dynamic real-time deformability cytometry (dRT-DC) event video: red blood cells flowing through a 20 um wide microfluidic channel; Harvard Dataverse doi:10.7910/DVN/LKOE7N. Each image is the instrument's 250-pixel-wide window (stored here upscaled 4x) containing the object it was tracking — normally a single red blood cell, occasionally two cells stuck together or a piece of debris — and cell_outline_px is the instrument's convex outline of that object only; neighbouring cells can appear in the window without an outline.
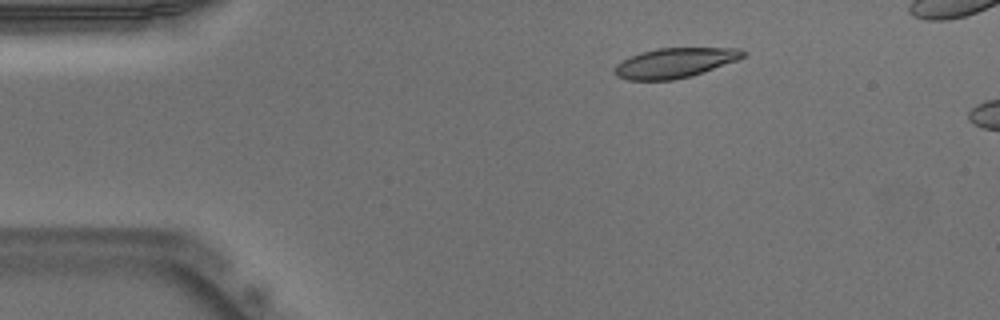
{"species": "Egyptian fruit bat (a non-hibernating species)", "species_latin": "Rousettus aegyptiacus", "temperature_condition": "warm", "stored_images_in_passage": 49, "camera_frame_rate_fps": 3000, "um_per_image_px": 0.085, "animal": {"sex": "male"}, "frame": {"image": 1, "passage_image": 9, "time_ms": 2.667, "image_size_px": [1000, 320], "cell_outline_px": [[748, 52], [744, 56], [736, 60], [692, 76], [672, 80], [628, 80], [616, 76], [612, 72], [616, 64], [640, 52], [656, 48], [740, 48]], "centroid_in_image_um": [57.34, 5.34], "position_along_channel_um": 27.7, "area_um2": 22.31}}
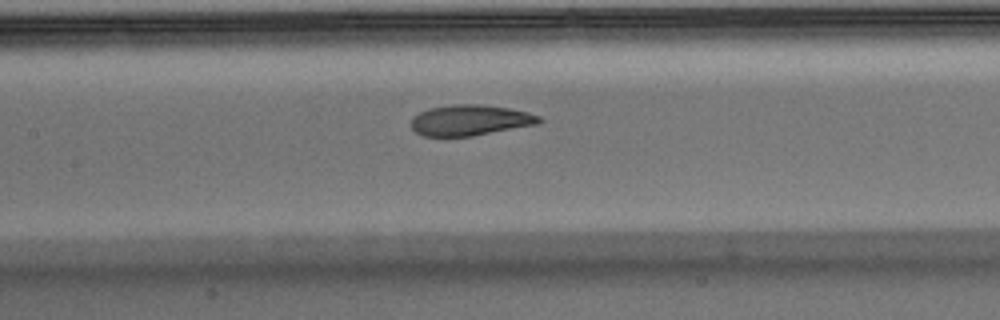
{"frame": {"image": 2, "passage_image": 24, "time_ms": 7.667, "image_size_px": [1000, 320], "cell_outline_px": [[544, 120], [536, 124], [472, 136], [424, 136], [416, 132], [412, 128], [412, 116], [428, 108], [452, 104], [480, 104], [508, 108], [528, 112], [540, 116]], "centroid_in_image_um": [39.95, 10.21], "position_along_channel_um": 167.5, "area_um2": 22.83}}
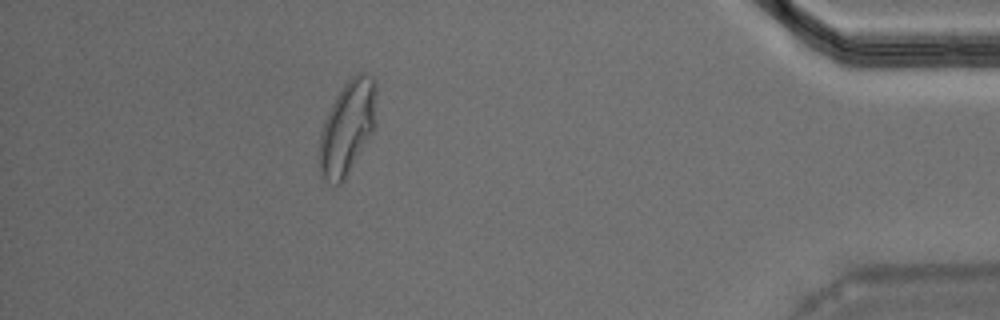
{"frame": {"image": 3, "passage_image": 46, "time_ms": 15.0, "image_size_px": [1000, 320], "cell_outline_px": [[376, 124], [372, 132], [344, 180], [340, 184], [336, 184], [324, 180], [320, 176], [320, 132], [324, 120], [336, 96], [344, 84], [356, 72], [360, 72], [372, 76], [376, 84]], "centroid_in_image_um": [29.54, 10.81], "position_along_channel_um": 405.7, "area_um2": 30.98}}